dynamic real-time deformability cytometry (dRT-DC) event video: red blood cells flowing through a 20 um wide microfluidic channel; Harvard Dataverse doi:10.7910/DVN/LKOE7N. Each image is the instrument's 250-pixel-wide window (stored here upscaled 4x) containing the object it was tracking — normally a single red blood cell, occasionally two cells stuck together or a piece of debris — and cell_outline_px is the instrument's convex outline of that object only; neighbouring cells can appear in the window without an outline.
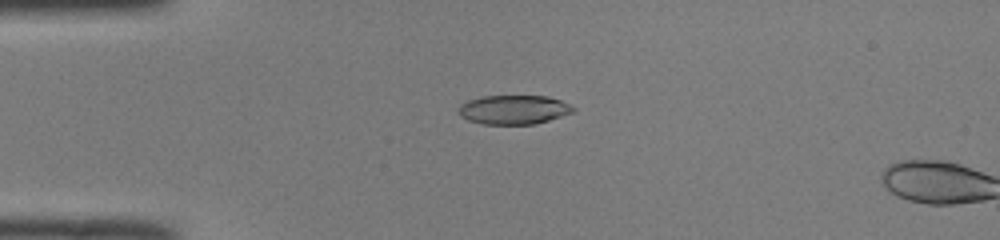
{"species": "common noctule bat (a hibernating species)", "species_latin": "Nyctalus noctula", "temperature_condition": "room temperature", "stored_images_in_passage": 3, "camera_frame_rate_fps": 3000, "um_per_image_px": 0.085, "animal": {"sex": "male", "body_mass_g": 19.0, "forearm_length_mm": 50.8}, "frame": {"image": 1, "passage_image": 1, "time_ms": 0.0, "image_size_px": [1000, 240], "cell_outline_px": [[576, 108], [572, 112], [548, 120], [532, 124], [480, 124], [468, 120], [460, 116], [460, 104], [468, 100], [480, 96], [548, 96], [560, 100]], "centroid_in_image_um": [43.63, 9.31], "position_along_channel_um": 41.4, "area_um2": 19.31}}